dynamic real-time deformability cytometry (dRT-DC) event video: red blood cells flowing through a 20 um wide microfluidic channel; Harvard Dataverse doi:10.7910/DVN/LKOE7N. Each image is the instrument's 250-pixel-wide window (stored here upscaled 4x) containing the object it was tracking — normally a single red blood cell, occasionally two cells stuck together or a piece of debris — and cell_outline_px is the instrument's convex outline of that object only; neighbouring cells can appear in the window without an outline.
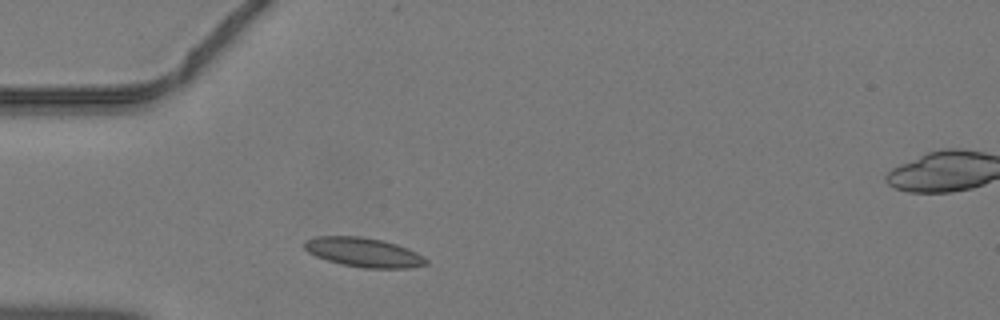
{"species": "common noctule bat (a hibernating species)", "species_latin": "Nyctalus noctula", "temperature_condition": "warm", "stored_images_in_passage": 33, "camera_frame_rate_fps": 3000, "um_per_image_px": 0.085, "animal": {"sex": "male", "body_mass_g": 19.2, "forearm_length_mm": 51.8}, "frame": {"image": 1, "passage_image": 1, "time_ms": 0.0, "image_size_px": [1000, 320], "cell_outline_px": [[428, 264], [408, 268], [364, 268], [340, 264], [316, 256], [308, 252], [304, 248], [304, 244], [308, 240], [316, 236], [360, 236], [384, 240], [396, 244], [416, 252], [424, 256], [428, 260]], "centroid_in_image_um": [30.93, 21.45], "position_along_channel_um": 54.1, "area_um2": 20.75}}
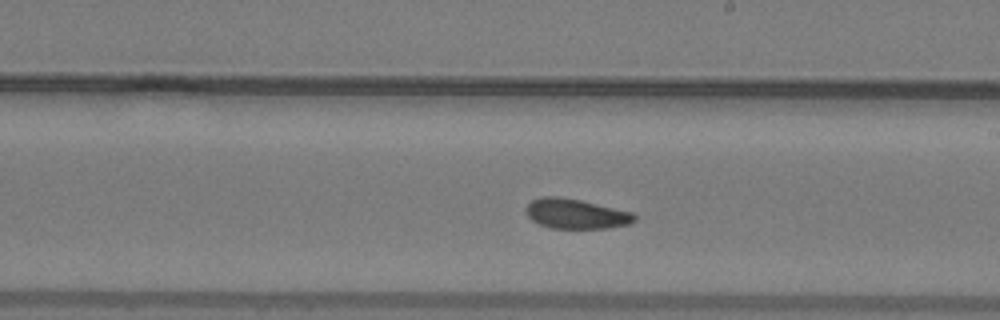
{"frame": {"image": 2, "passage_image": 14, "time_ms": 4.333, "image_size_px": [1000, 320], "cell_outline_px": [[636, 220], [628, 224], [608, 228], [552, 228], [540, 224], [532, 220], [528, 216], [528, 204], [532, 200], [540, 196], [560, 196], [580, 200], [632, 212], [636, 216]], "centroid_in_image_um": [48.97, 18.17], "position_along_channel_um": 240.0, "area_um2": 18.67}}
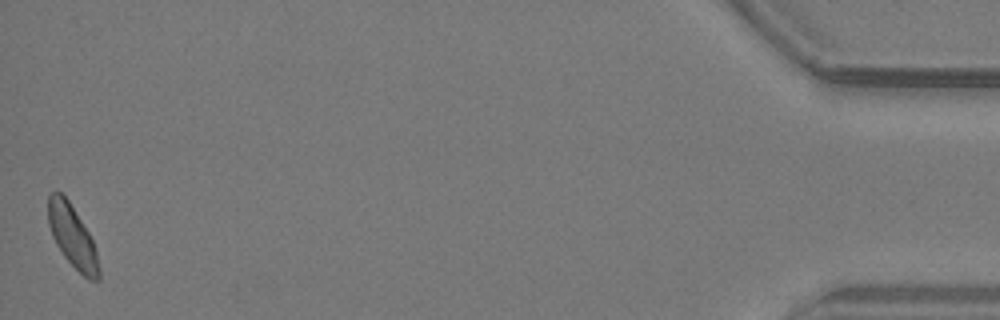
{"frame": {"image": 3, "passage_image": 33, "time_ms": 10.667, "image_size_px": [1000, 320], "cell_outline_px": [[100, 280], [88, 280], [64, 256], [56, 244], [52, 236], [48, 224], [48, 192], [60, 192], [68, 200], [88, 232], [92, 240], [96, 252], [100, 268]], "centroid_in_image_um": [6.14, 20.1], "position_along_channel_um": 429.1, "area_um2": 18.15}}